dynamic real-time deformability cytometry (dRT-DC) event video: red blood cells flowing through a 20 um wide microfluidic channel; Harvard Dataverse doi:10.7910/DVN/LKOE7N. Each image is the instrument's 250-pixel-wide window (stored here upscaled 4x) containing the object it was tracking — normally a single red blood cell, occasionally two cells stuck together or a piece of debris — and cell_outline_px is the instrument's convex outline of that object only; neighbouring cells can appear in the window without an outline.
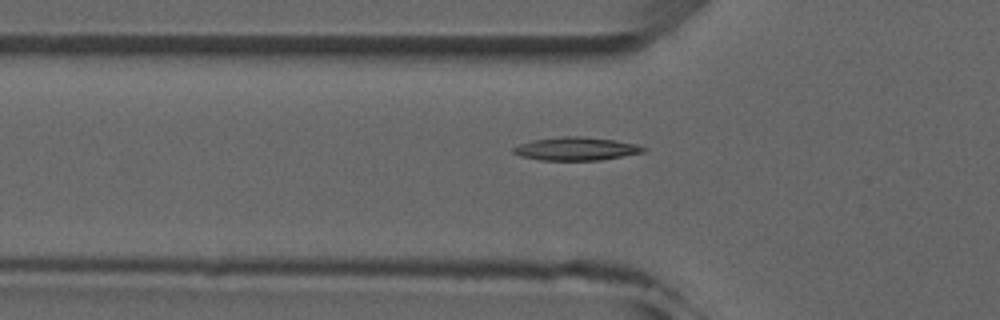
{"species": "common noctule bat (a hibernating species)", "species_latin": "Nyctalus noctula", "temperature_condition": "room temperature", "stored_images_in_passage": 7, "segment_of_instrument_passage": [2, 2], "camera_frame_rate_fps": 3000, "um_per_image_px": 0.085, "animal": {"sex": "male", "forearm_length_mm": 52.5}, "frame": {"image": 1, "passage_image": 7, "time_ms": 7.0, "image_size_px": [1000, 320], "cell_outline_px": [[648, 148], [644, 152], [600, 160], [540, 160], [520, 156], [512, 152], [512, 148], [520, 144], [532, 140], [560, 136], [580, 136], [612, 140], [636, 144]], "centroid_in_image_um": [48.94, 12.64], "position_along_channel_um": 76.9, "area_um2": 17.51}}